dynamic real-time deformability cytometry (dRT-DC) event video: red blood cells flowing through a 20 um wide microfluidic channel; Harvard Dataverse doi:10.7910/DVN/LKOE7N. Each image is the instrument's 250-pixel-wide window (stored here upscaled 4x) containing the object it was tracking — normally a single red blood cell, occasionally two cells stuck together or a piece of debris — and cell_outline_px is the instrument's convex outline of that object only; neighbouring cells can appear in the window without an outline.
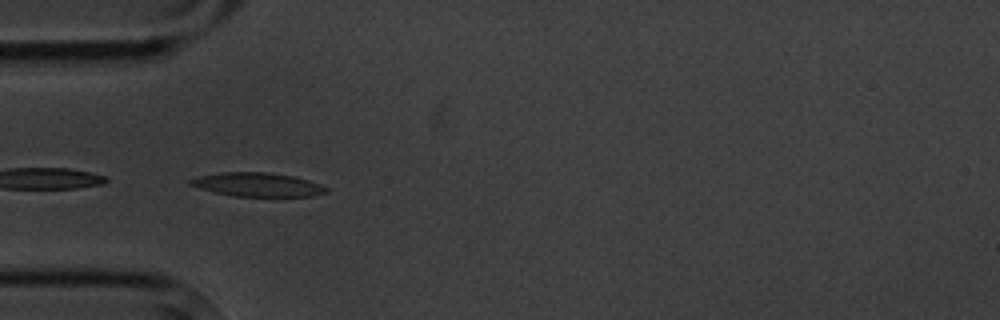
{"species": "common noctule bat (a hibernating species)", "species_latin": "Nyctalus noctula", "temperature_condition": "cold", "stored_images_in_passage": 5, "camera_frame_rate_fps": 3000, "um_per_image_px": 0.085, "animal": {"sex": "male", "body_mass_g": 20.1, "forearm_length_mm": 53.5}, "frame": {"image": 1, "passage_image": 4, "time_ms": 4.0, "image_size_px": [1000, 320], "cell_outline_px": [[328, 192], [312, 196], [232, 196], [200, 188], [188, 184], [188, 180], [196, 176], [224, 172], [264, 172], [292, 176], [308, 180], [320, 184], [328, 188]], "centroid_in_image_um": [21.87, 15.69], "position_along_channel_um": 63.1, "area_um2": 18.73}}